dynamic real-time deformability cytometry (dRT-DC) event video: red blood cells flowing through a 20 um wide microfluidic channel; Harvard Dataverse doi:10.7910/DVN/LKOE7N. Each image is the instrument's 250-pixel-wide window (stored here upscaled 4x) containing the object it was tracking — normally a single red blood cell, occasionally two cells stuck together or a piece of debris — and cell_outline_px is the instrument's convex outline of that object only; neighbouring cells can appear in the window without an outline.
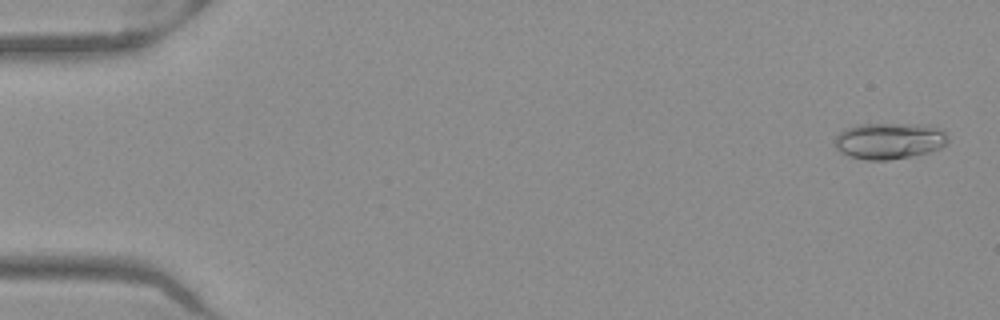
{"species": "Egyptian fruit bat (a non-hibernating species)", "species_latin": "Rousettus aegyptiacus", "temperature_condition": "warm", "stored_images_in_passage": 51, "camera_frame_rate_fps": 3000, "um_per_image_px": 0.085, "frame": {"image": 1, "passage_image": 2, "time_ms": 0.333, "image_size_px": [1000, 320], "cell_outline_px": [[948, 144], [940, 148], [928, 152], [912, 156], [888, 160], [864, 160], [840, 152], [836, 148], [836, 136], [844, 128], [856, 124], [928, 124], [940, 128], [948, 136]], "centroid_in_image_um": [75.62, 11.96], "position_along_channel_um": 9.4, "area_um2": 24.16}}
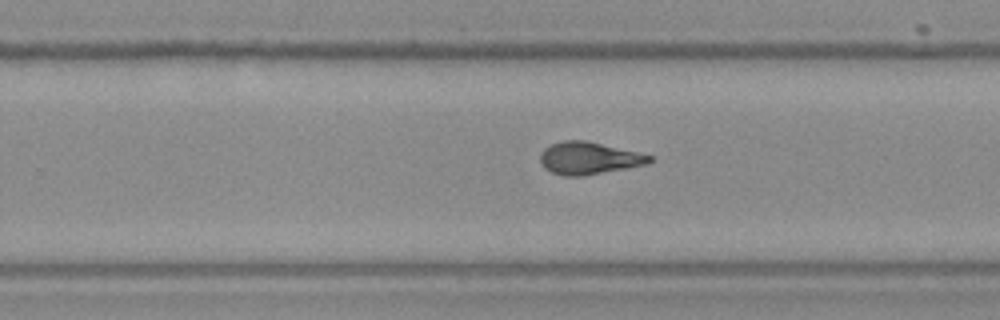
{"frame": {"image": 2, "passage_image": 33, "time_ms": 10.667, "image_size_px": [1000, 320], "cell_outline_px": [[656, 160], [648, 164], [580, 176], [564, 176], [552, 172], [544, 168], [540, 160], [540, 152], [544, 148], [552, 144], [564, 140], [584, 140], [636, 152], [652, 156]], "centroid_in_image_um": [50.04, 13.44], "position_along_channel_um": 279.8, "area_um2": 20.35}}
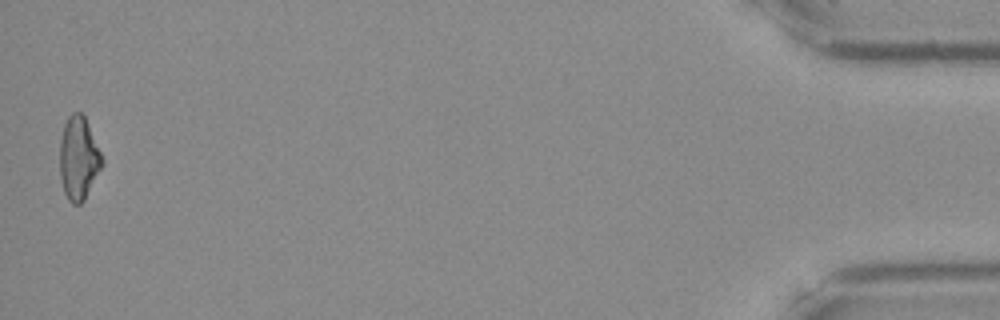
{"frame": {"image": 3, "passage_image": 51, "time_ms": 16.667, "image_size_px": [1000, 320], "cell_outline_px": [[104, 164], [84, 200], [80, 204], [72, 204], [68, 200], [64, 192], [60, 176], [60, 140], [64, 124], [68, 116], [72, 112], [80, 112], [84, 116], [104, 160]], "centroid_in_image_um": [6.68, 13.47], "position_along_channel_um": 428.5, "area_um2": 20.46}, "authors_computed_cell_mechanics": {"area_um2": 20.808, "velocity_mm_per_s": 3.9924, "shape_relaxation_time_tau1_ms": 4.0853, "shape_relaxation_time_tau2_ms": 1.784, "deformation_change_tau1": 0.1846, "deformation_change_tau2": 0.0948}}